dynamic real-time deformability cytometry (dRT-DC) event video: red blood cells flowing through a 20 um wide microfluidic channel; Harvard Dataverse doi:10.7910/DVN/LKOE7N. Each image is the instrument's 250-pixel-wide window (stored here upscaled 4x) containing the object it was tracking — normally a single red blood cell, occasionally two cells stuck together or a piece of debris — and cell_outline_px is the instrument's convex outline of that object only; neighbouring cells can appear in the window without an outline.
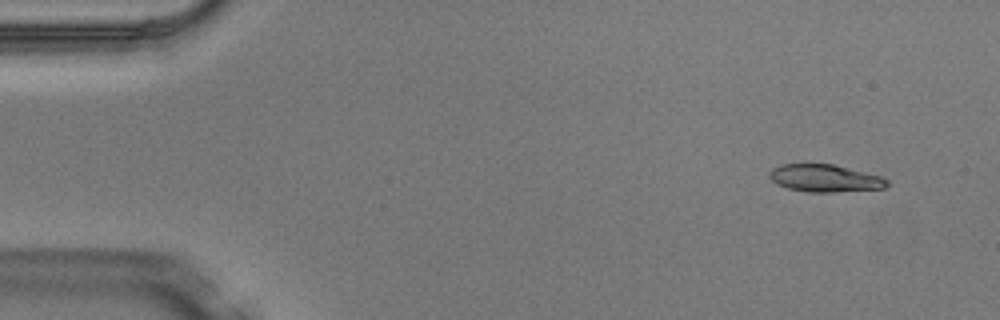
{"species": "Egyptian fruit bat (a non-hibernating species)", "species_latin": "Rousettus aegyptiacus", "temperature_condition": "warm", "stored_images_in_passage": 4, "camera_frame_rate_fps": 3000, "um_per_image_px": 0.085, "animal": {"sex": "male"}, "frame": {"image": 1, "passage_image": 1, "time_ms": 0.0, "image_size_px": [1000, 320], "cell_outline_px": [[888, 184], [884, 188], [832, 192], [812, 192], [788, 188], [776, 184], [768, 176], [768, 172], [772, 168], [780, 164], [832, 164], [880, 176], [888, 180]], "centroid_in_image_um": [70.07, 15.14], "position_along_channel_um": 14.9, "area_um2": 18.61}}